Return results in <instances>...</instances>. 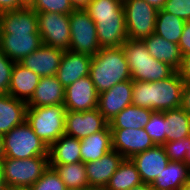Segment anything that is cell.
<instances>
[{
    "mask_svg": "<svg viewBox=\"0 0 190 190\" xmlns=\"http://www.w3.org/2000/svg\"><path fill=\"white\" fill-rule=\"evenodd\" d=\"M89 76L98 94L117 83L132 80L122 47L101 48L92 56Z\"/></svg>",
    "mask_w": 190,
    "mask_h": 190,
    "instance_id": "cell-3",
    "label": "cell"
},
{
    "mask_svg": "<svg viewBox=\"0 0 190 190\" xmlns=\"http://www.w3.org/2000/svg\"><path fill=\"white\" fill-rule=\"evenodd\" d=\"M178 45L183 56L190 54V21L185 22Z\"/></svg>",
    "mask_w": 190,
    "mask_h": 190,
    "instance_id": "cell-39",
    "label": "cell"
},
{
    "mask_svg": "<svg viewBox=\"0 0 190 190\" xmlns=\"http://www.w3.org/2000/svg\"><path fill=\"white\" fill-rule=\"evenodd\" d=\"M14 64L15 62L0 51V94H8Z\"/></svg>",
    "mask_w": 190,
    "mask_h": 190,
    "instance_id": "cell-38",
    "label": "cell"
},
{
    "mask_svg": "<svg viewBox=\"0 0 190 190\" xmlns=\"http://www.w3.org/2000/svg\"><path fill=\"white\" fill-rule=\"evenodd\" d=\"M8 190H31L30 187H10Z\"/></svg>",
    "mask_w": 190,
    "mask_h": 190,
    "instance_id": "cell-49",
    "label": "cell"
},
{
    "mask_svg": "<svg viewBox=\"0 0 190 190\" xmlns=\"http://www.w3.org/2000/svg\"><path fill=\"white\" fill-rule=\"evenodd\" d=\"M131 160L136 165L142 182L148 184L160 177L169 162L163 145H155L153 148L134 155Z\"/></svg>",
    "mask_w": 190,
    "mask_h": 190,
    "instance_id": "cell-16",
    "label": "cell"
},
{
    "mask_svg": "<svg viewBox=\"0 0 190 190\" xmlns=\"http://www.w3.org/2000/svg\"><path fill=\"white\" fill-rule=\"evenodd\" d=\"M69 15L70 51L94 56L101 49L95 22L85 9H74Z\"/></svg>",
    "mask_w": 190,
    "mask_h": 190,
    "instance_id": "cell-8",
    "label": "cell"
},
{
    "mask_svg": "<svg viewBox=\"0 0 190 190\" xmlns=\"http://www.w3.org/2000/svg\"><path fill=\"white\" fill-rule=\"evenodd\" d=\"M93 0H70L74 9H85Z\"/></svg>",
    "mask_w": 190,
    "mask_h": 190,
    "instance_id": "cell-43",
    "label": "cell"
},
{
    "mask_svg": "<svg viewBox=\"0 0 190 190\" xmlns=\"http://www.w3.org/2000/svg\"><path fill=\"white\" fill-rule=\"evenodd\" d=\"M62 179L68 190H85L89 188L85 163L50 165Z\"/></svg>",
    "mask_w": 190,
    "mask_h": 190,
    "instance_id": "cell-30",
    "label": "cell"
},
{
    "mask_svg": "<svg viewBox=\"0 0 190 190\" xmlns=\"http://www.w3.org/2000/svg\"><path fill=\"white\" fill-rule=\"evenodd\" d=\"M81 161L93 162L112 150L111 130L109 124L101 131L80 140Z\"/></svg>",
    "mask_w": 190,
    "mask_h": 190,
    "instance_id": "cell-25",
    "label": "cell"
},
{
    "mask_svg": "<svg viewBox=\"0 0 190 190\" xmlns=\"http://www.w3.org/2000/svg\"><path fill=\"white\" fill-rule=\"evenodd\" d=\"M5 158L26 159L48 156V146L34 133L25 121L3 135Z\"/></svg>",
    "mask_w": 190,
    "mask_h": 190,
    "instance_id": "cell-7",
    "label": "cell"
},
{
    "mask_svg": "<svg viewBox=\"0 0 190 190\" xmlns=\"http://www.w3.org/2000/svg\"><path fill=\"white\" fill-rule=\"evenodd\" d=\"M125 11L127 38L143 40L154 33L158 10L144 0H126Z\"/></svg>",
    "mask_w": 190,
    "mask_h": 190,
    "instance_id": "cell-9",
    "label": "cell"
},
{
    "mask_svg": "<svg viewBox=\"0 0 190 190\" xmlns=\"http://www.w3.org/2000/svg\"><path fill=\"white\" fill-rule=\"evenodd\" d=\"M142 41L153 58L170 65L176 71L179 70L183 55L178 44L167 41L155 33L144 38Z\"/></svg>",
    "mask_w": 190,
    "mask_h": 190,
    "instance_id": "cell-23",
    "label": "cell"
},
{
    "mask_svg": "<svg viewBox=\"0 0 190 190\" xmlns=\"http://www.w3.org/2000/svg\"><path fill=\"white\" fill-rule=\"evenodd\" d=\"M163 146L169 161L185 162L186 154L190 149V137L181 140L169 141Z\"/></svg>",
    "mask_w": 190,
    "mask_h": 190,
    "instance_id": "cell-36",
    "label": "cell"
},
{
    "mask_svg": "<svg viewBox=\"0 0 190 190\" xmlns=\"http://www.w3.org/2000/svg\"><path fill=\"white\" fill-rule=\"evenodd\" d=\"M124 159L117 151L111 150L100 159L85 163L89 187L105 188Z\"/></svg>",
    "mask_w": 190,
    "mask_h": 190,
    "instance_id": "cell-18",
    "label": "cell"
},
{
    "mask_svg": "<svg viewBox=\"0 0 190 190\" xmlns=\"http://www.w3.org/2000/svg\"><path fill=\"white\" fill-rule=\"evenodd\" d=\"M190 180V168L185 162L169 161L166 168L150 185L152 189L180 190Z\"/></svg>",
    "mask_w": 190,
    "mask_h": 190,
    "instance_id": "cell-26",
    "label": "cell"
},
{
    "mask_svg": "<svg viewBox=\"0 0 190 190\" xmlns=\"http://www.w3.org/2000/svg\"><path fill=\"white\" fill-rule=\"evenodd\" d=\"M110 130L112 150L117 151L125 159H131L134 155L155 146L144 128Z\"/></svg>",
    "mask_w": 190,
    "mask_h": 190,
    "instance_id": "cell-12",
    "label": "cell"
},
{
    "mask_svg": "<svg viewBox=\"0 0 190 190\" xmlns=\"http://www.w3.org/2000/svg\"><path fill=\"white\" fill-rule=\"evenodd\" d=\"M184 24V20L161 9L157 13L154 33L167 41L178 44Z\"/></svg>",
    "mask_w": 190,
    "mask_h": 190,
    "instance_id": "cell-31",
    "label": "cell"
},
{
    "mask_svg": "<svg viewBox=\"0 0 190 190\" xmlns=\"http://www.w3.org/2000/svg\"><path fill=\"white\" fill-rule=\"evenodd\" d=\"M64 105L27 107L26 122L42 142L50 147L65 134Z\"/></svg>",
    "mask_w": 190,
    "mask_h": 190,
    "instance_id": "cell-5",
    "label": "cell"
},
{
    "mask_svg": "<svg viewBox=\"0 0 190 190\" xmlns=\"http://www.w3.org/2000/svg\"><path fill=\"white\" fill-rule=\"evenodd\" d=\"M32 9L37 13H60L70 14L74 7L70 0H36Z\"/></svg>",
    "mask_w": 190,
    "mask_h": 190,
    "instance_id": "cell-34",
    "label": "cell"
},
{
    "mask_svg": "<svg viewBox=\"0 0 190 190\" xmlns=\"http://www.w3.org/2000/svg\"><path fill=\"white\" fill-rule=\"evenodd\" d=\"M99 94L90 76H85L65 88L66 111H90L97 108Z\"/></svg>",
    "mask_w": 190,
    "mask_h": 190,
    "instance_id": "cell-13",
    "label": "cell"
},
{
    "mask_svg": "<svg viewBox=\"0 0 190 190\" xmlns=\"http://www.w3.org/2000/svg\"><path fill=\"white\" fill-rule=\"evenodd\" d=\"M155 145L165 144V117L164 111H153L149 122L144 127Z\"/></svg>",
    "mask_w": 190,
    "mask_h": 190,
    "instance_id": "cell-33",
    "label": "cell"
},
{
    "mask_svg": "<svg viewBox=\"0 0 190 190\" xmlns=\"http://www.w3.org/2000/svg\"><path fill=\"white\" fill-rule=\"evenodd\" d=\"M165 143L190 137V115L181 107L164 111Z\"/></svg>",
    "mask_w": 190,
    "mask_h": 190,
    "instance_id": "cell-27",
    "label": "cell"
},
{
    "mask_svg": "<svg viewBox=\"0 0 190 190\" xmlns=\"http://www.w3.org/2000/svg\"><path fill=\"white\" fill-rule=\"evenodd\" d=\"M121 47L129 65L132 81H160L176 72L170 65L153 58L142 40L127 39Z\"/></svg>",
    "mask_w": 190,
    "mask_h": 190,
    "instance_id": "cell-4",
    "label": "cell"
},
{
    "mask_svg": "<svg viewBox=\"0 0 190 190\" xmlns=\"http://www.w3.org/2000/svg\"><path fill=\"white\" fill-rule=\"evenodd\" d=\"M5 159L4 139L3 135H0V162Z\"/></svg>",
    "mask_w": 190,
    "mask_h": 190,
    "instance_id": "cell-47",
    "label": "cell"
},
{
    "mask_svg": "<svg viewBox=\"0 0 190 190\" xmlns=\"http://www.w3.org/2000/svg\"><path fill=\"white\" fill-rule=\"evenodd\" d=\"M181 108L190 115V83H184L182 89Z\"/></svg>",
    "mask_w": 190,
    "mask_h": 190,
    "instance_id": "cell-41",
    "label": "cell"
},
{
    "mask_svg": "<svg viewBox=\"0 0 190 190\" xmlns=\"http://www.w3.org/2000/svg\"><path fill=\"white\" fill-rule=\"evenodd\" d=\"M38 32L42 43L63 51L70 50L71 29L69 14L37 13Z\"/></svg>",
    "mask_w": 190,
    "mask_h": 190,
    "instance_id": "cell-10",
    "label": "cell"
},
{
    "mask_svg": "<svg viewBox=\"0 0 190 190\" xmlns=\"http://www.w3.org/2000/svg\"><path fill=\"white\" fill-rule=\"evenodd\" d=\"M123 9L120 0H93L85 10L94 21L99 17L115 16Z\"/></svg>",
    "mask_w": 190,
    "mask_h": 190,
    "instance_id": "cell-32",
    "label": "cell"
},
{
    "mask_svg": "<svg viewBox=\"0 0 190 190\" xmlns=\"http://www.w3.org/2000/svg\"><path fill=\"white\" fill-rule=\"evenodd\" d=\"M63 54L61 49L42 45L19 63L40 77L55 76Z\"/></svg>",
    "mask_w": 190,
    "mask_h": 190,
    "instance_id": "cell-17",
    "label": "cell"
},
{
    "mask_svg": "<svg viewBox=\"0 0 190 190\" xmlns=\"http://www.w3.org/2000/svg\"><path fill=\"white\" fill-rule=\"evenodd\" d=\"M36 0H17L18 9L20 8H32Z\"/></svg>",
    "mask_w": 190,
    "mask_h": 190,
    "instance_id": "cell-45",
    "label": "cell"
},
{
    "mask_svg": "<svg viewBox=\"0 0 190 190\" xmlns=\"http://www.w3.org/2000/svg\"><path fill=\"white\" fill-rule=\"evenodd\" d=\"M27 102L9 94H0V135L26 121Z\"/></svg>",
    "mask_w": 190,
    "mask_h": 190,
    "instance_id": "cell-22",
    "label": "cell"
},
{
    "mask_svg": "<svg viewBox=\"0 0 190 190\" xmlns=\"http://www.w3.org/2000/svg\"><path fill=\"white\" fill-rule=\"evenodd\" d=\"M185 163L188 165V167L190 168V149L186 154V159H185Z\"/></svg>",
    "mask_w": 190,
    "mask_h": 190,
    "instance_id": "cell-51",
    "label": "cell"
},
{
    "mask_svg": "<svg viewBox=\"0 0 190 190\" xmlns=\"http://www.w3.org/2000/svg\"><path fill=\"white\" fill-rule=\"evenodd\" d=\"M145 2H147L149 5L153 6L154 8H156L157 10H161L163 9L165 2L167 0H144Z\"/></svg>",
    "mask_w": 190,
    "mask_h": 190,
    "instance_id": "cell-44",
    "label": "cell"
},
{
    "mask_svg": "<svg viewBox=\"0 0 190 190\" xmlns=\"http://www.w3.org/2000/svg\"><path fill=\"white\" fill-rule=\"evenodd\" d=\"M40 78L37 73L25 68L20 63H15L12 69L8 94L16 99L28 102L33 96Z\"/></svg>",
    "mask_w": 190,
    "mask_h": 190,
    "instance_id": "cell-21",
    "label": "cell"
},
{
    "mask_svg": "<svg viewBox=\"0 0 190 190\" xmlns=\"http://www.w3.org/2000/svg\"><path fill=\"white\" fill-rule=\"evenodd\" d=\"M18 9L17 0H0V13Z\"/></svg>",
    "mask_w": 190,
    "mask_h": 190,
    "instance_id": "cell-42",
    "label": "cell"
},
{
    "mask_svg": "<svg viewBox=\"0 0 190 190\" xmlns=\"http://www.w3.org/2000/svg\"><path fill=\"white\" fill-rule=\"evenodd\" d=\"M153 110L130 105L119 112L111 121L110 129H139L149 122Z\"/></svg>",
    "mask_w": 190,
    "mask_h": 190,
    "instance_id": "cell-28",
    "label": "cell"
},
{
    "mask_svg": "<svg viewBox=\"0 0 190 190\" xmlns=\"http://www.w3.org/2000/svg\"><path fill=\"white\" fill-rule=\"evenodd\" d=\"M184 83L178 71L160 81H133L132 105L153 111L180 108Z\"/></svg>",
    "mask_w": 190,
    "mask_h": 190,
    "instance_id": "cell-2",
    "label": "cell"
},
{
    "mask_svg": "<svg viewBox=\"0 0 190 190\" xmlns=\"http://www.w3.org/2000/svg\"><path fill=\"white\" fill-rule=\"evenodd\" d=\"M85 190H105L104 188L89 187Z\"/></svg>",
    "mask_w": 190,
    "mask_h": 190,
    "instance_id": "cell-52",
    "label": "cell"
},
{
    "mask_svg": "<svg viewBox=\"0 0 190 190\" xmlns=\"http://www.w3.org/2000/svg\"><path fill=\"white\" fill-rule=\"evenodd\" d=\"M0 190H8V187L4 179V171H3L2 162H0Z\"/></svg>",
    "mask_w": 190,
    "mask_h": 190,
    "instance_id": "cell-46",
    "label": "cell"
},
{
    "mask_svg": "<svg viewBox=\"0 0 190 190\" xmlns=\"http://www.w3.org/2000/svg\"><path fill=\"white\" fill-rule=\"evenodd\" d=\"M4 179L8 188L31 187L49 169V155L23 160L5 158L2 161Z\"/></svg>",
    "mask_w": 190,
    "mask_h": 190,
    "instance_id": "cell-6",
    "label": "cell"
},
{
    "mask_svg": "<svg viewBox=\"0 0 190 190\" xmlns=\"http://www.w3.org/2000/svg\"><path fill=\"white\" fill-rule=\"evenodd\" d=\"M94 22L100 48L119 47L128 39L124 8L115 16L99 17Z\"/></svg>",
    "mask_w": 190,
    "mask_h": 190,
    "instance_id": "cell-15",
    "label": "cell"
},
{
    "mask_svg": "<svg viewBox=\"0 0 190 190\" xmlns=\"http://www.w3.org/2000/svg\"><path fill=\"white\" fill-rule=\"evenodd\" d=\"M64 99L65 88L56 76L41 77L27 107L63 105Z\"/></svg>",
    "mask_w": 190,
    "mask_h": 190,
    "instance_id": "cell-20",
    "label": "cell"
},
{
    "mask_svg": "<svg viewBox=\"0 0 190 190\" xmlns=\"http://www.w3.org/2000/svg\"><path fill=\"white\" fill-rule=\"evenodd\" d=\"M163 10L185 22L190 21V0H167Z\"/></svg>",
    "mask_w": 190,
    "mask_h": 190,
    "instance_id": "cell-37",
    "label": "cell"
},
{
    "mask_svg": "<svg viewBox=\"0 0 190 190\" xmlns=\"http://www.w3.org/2000/svg\"><path fill=\"white\" fill-rule=\"evenodd\" d=\"M180 190H190V180L187 181L181 188Z\"/></svg>",
    "mask_w": 190,
    "mask_h": 190,
    "instance_id": "cell-50",
    "label": "cell"
},
{
    "mask_svg": "<svg viewBox=\"0 0 190 190\" xmlns=\"http://www.w3.org/2000/svg\"><path fill=\"white\" fill-rule=\"evenodd\" d=\"M142 183L136 165L131 159H124L104 189L131 190Z\"/></svg>",
    "mask_w": 190,
    "mask_h": 190,
    "instance_id": "cell-29",
    "label": "cell"
},
{
    "mask_svg": "<svg viewBox=\"0 0 190 190\" xmlns=\"http://www.w3.org/2000/svg\"><path fill=\"white\" fill-rule=\"evenodd\" d=\"M132 89L133 81L127 80L99 94L97 109L108 122L124 108L132 105Z\"/></svg>",
    "mask_w": 190,
    "mask_h": 190,
    "instance_id": "cell-14",
    "label": "cell"
},
{
    "mask_svg": "<svg viewBox=\"0 0 190 190\" xmlns=\"http://www.w3.org/2000/svg\"><path fill=\"white\" fill-rule=\"evenodd\" d=\"M50 165H62L81 161L80 140L62 135L48 148Z\"/></svg>",
    "mask_w": 190,
    "mask_h": 190,
    "instance_id": "cell-24",
    "label": "cell"
},
{
    "mask_svg": "<svg viewBox=\"0 0 190 190\" xmlns=\"http://www.w3.org/2000/svg\"><path fill=\"white\" fill-rule=\"evenodd\" d=\"M178 73L185 83H190V54L183 56Z\"/></svg>",
    "mask_w": 190,
    "mask_h": 190,
    "instance_id": "cell-40",
    "label": "cell"
},
{
    "mask_svg": "<svg viewBox=\"0 0 190 190\" xmlns=\"http://www.w3.org/2000/svg\"><path fill=\"white\" fill-rule=\"evenodd\" d=\"M91 60L92 56L70 50L64 51L55 76L66 88L78 79L89 76Z\"/></svg>",
    "mask_w": 190,
    "mask_h": 190,
    "instance_id": "cell-19",
    "label": "cell"
},
{
    "mask_svg": "<svg viewBox=\"0 0 190 190\" xmlns=\"http://www.w3.org/2000/svg\"><path fill=\"white\" fill-rule=\"evenodd\" d=\"M37 12L20 8L0 13V51L19 63L43 45L38 32Z\"/></svg>",
    "mask_w": 190,
    "mask_h": 190,
    "instance_id": "cell-1",
    "label": "cell"
},
{
    "mask_svg": "<svg viewBox=\"0 0 190 190\" xmlns=\"http://www.w3.org/2000/svg\"><path fill=\"white\" fill-rule=\"evenodd\" d=\"M131 190H153V189L150 184L142 183L141 185H138Z\"/></svg>",
    "mask_w": 190,
    "mask_h": 190,
    "instance_id": "cell-48",
    "label": "cell"
},
{
    "mask_svg": "<svg viewBox=\"0 0 190 190\" xmlns=\"http://www.w3.org/2000/svg\"><path fill=\"white\" fill-rule=\"evenodd\" d=\"M30 188L31 190H68L57 172L51 167Z\"/></svg>",
    "mask_w": 190,
    "mask_h": 190,
    "instance_id": "cell-35",
    "label": "cell"
},
{
    "mask_svg": "<svg viewBox=\"0 0 190 190\" xmlns=\"http://www.w3.org/2000/svg\"><path fill=\"white\" fill-rule=\"evenodd\" d=\"M108 124L97 108L82 112L66 111L65 114V134L79 140L103 130Z\"/></svg>",
    "mask_w": 190,
    "mask_h": 190,
    "instance_id": "cell-11",
    "label": "cell"
}]
</instances>
